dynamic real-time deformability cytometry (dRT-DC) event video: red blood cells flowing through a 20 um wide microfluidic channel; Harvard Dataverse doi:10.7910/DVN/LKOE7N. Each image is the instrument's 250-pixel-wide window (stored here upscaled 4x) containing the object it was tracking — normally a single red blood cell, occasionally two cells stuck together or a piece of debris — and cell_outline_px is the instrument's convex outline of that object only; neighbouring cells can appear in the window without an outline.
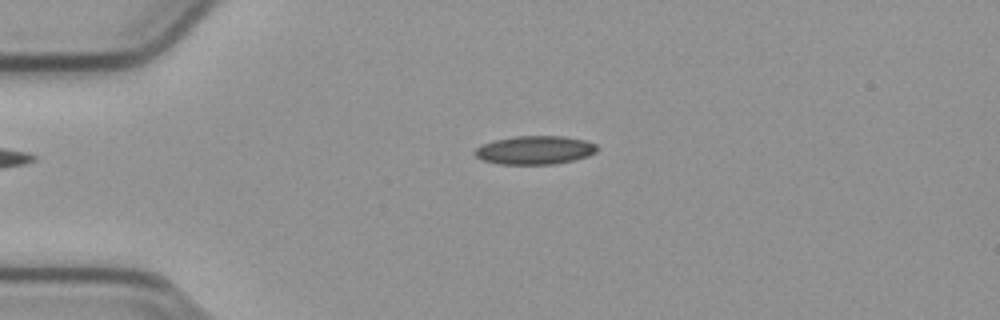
{"species": "common noctule bat (a hibernating species)", "species_latin": "Nyctalus noctula", "temperature_condition": "cold", "stored_images_in_passage": 6, "camera_frame_rate_fps": 3000, "um_per_image_px": 0.085, "animal": {"sex": "male", "body_mass_g": 23.1, "forearm_length_mm": 52.7}, "frame": {"image": 1, "passage_image": 1, "time_ms": 0.0, "image_size_px": [1000, 320], "cell_outline_px": [[600, 148], [596, 152], [588, 156], [556, 164], [500, 164], [484, 160], [476, 156], [472, 152], [476, 148], [484, 144], [496, 140], [516, 136], [564, 136], [584, 140], [596, 144]], "centroid_in_image_um": [45.5, 12.76], "position_along_channel_um": 39.5, "area_um2": 20.23}}